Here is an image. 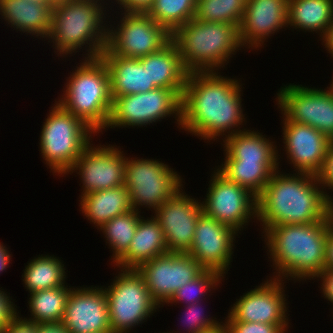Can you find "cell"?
Wrapping results in <instances>:
<instances>
[{"label":"cell","mask_w":333,"mask_h":333,"mask_svg":"<svg viewBox=\"0 0 333 333\" xmlns=\"http://www.w3.org/2000/svg\"><path fill=\"white\" fill-rule=\"evenodd\" d=\"M182 180L177 172L158 160L125 156L124 186L129 192L132 208L137 211L140 206L156 211L183 188Z\"/></svg>","instance_id":"9"},{"label":"cell","mask_w":333,"mask_h":333,"mask_svg":"<svg viewBox=\"0 0 333 333\" xmlns=\"http://www.w3.org/2000/svg\"><path fill=\"white\" fill-rule=\"evenodd\" d=\"M247 0H197L194 19L239 27Z\"/></svg>","instance_id":"34"},{"label":"cell","mask_w":333,"mask_h":333,"mask_svg":"<svg viewBox=\"0 0 333 333\" xmlns=\"http://www.w3.org/2000/svg\"><path fill=\"white\" fill-rule=\"evenodd\" d=\"M80 199L82 213L98 229L114 217L133 209L129 192L124 185L87 193Z\"/></svg>","instance_id":"27"},{"label":"cell","mask_w":333,"mask_h":333,"mask_svg":"<svg viewBox=\"0 0 333 333\" xmlns=\"http://www.w3.org/2000/svg\"><path fill=\"white\" fill-rule=\"evenodd\" d=\"M102 1L70 0L54 5L47 39L55 44L58 56L76 53L85 45L88 49L84 58L100 57L107 45L109 28L104 24L106 8Z\"/></svg>","instance_id":"4"},{"label":"cell","mask_w":333,"mask_h":333,"mask_svg":"<svg viewBox=\"0 0 333 333\" xmlns=\"http://www.w3.org/2000/svg\"><path fill=\"white\" fill-rule=\"evenodd\" d=\"M288 26L318 32L321 40L333 24V0H288Z\"/></svg>","instance_id":"28"},{"label":"cell","mask_w":333,"mask_h":333,"mask_svg":"<svg viewBox=\"0 0 333 333\" xmlns=\"http://www.w3.org/2000/svg\"><path fill=\"white\" fill-rule=\"evenodd\" d=\"M316 176L320 185L325 189V192L327 187L333 191V141L327 150L323 167Z\"/></svg>","instance_id":"38"},{"label":"cell","mask_w":333,"mask_h":333,"mask_svg":"<svg viewBox=\"0 0 333 333\" xmlns=\"http://www.w3.org/2000/svg\"><path fill=\"white\" fill-rule=\"evenodd\" d=\"M61 323L69 333H112L104 288H72Z\"/></svg>","instance_id":"19"},{"label":"cell","mask_w":333,"mask_h":333,"mask_svg":"<svg viewBox=\"0 0 333 333\" xmlns=\"http://www.w3.org/2000/svg\"><path fill=\"white\" fill-rule=\"evenodd\" d=\"M283 143L287 158L296 173L317 175L324 164L332 142L326 135L309 125L283 121Z\"/></svg>","instance_id":"20"},{"label":"cell","mask_w":333,"mask_h":333,"mask_svg":"<svg viewBox=\"0 0 333 333\" xmlns=\"http://www.w3.org/2000/svg\"><path fill=\"white\" fill-rule=\"evenodd\" d=\"M320 186L317 176L310 173L289 175L281 174L280 170L273 172L257 197V219L263 226V234L276 225L310 224L326 220L331 196Z\"/></svg>","instance_id":"2"},{"label":"cell","mask_w":333,"mask_h":333,"mask_svg":"<svg viewBox=\"0 0 333 333\" xmlns=\"http://www.w3.org/2000/svg\"><path fill=\"white\" fill-rule=\"evenodd\" d=\"M108 69L112 98L123 95L148 92L156 89L149 83L146 66L136 58L119 55H100Z\"/></svg>","instance_id":"24"},{"label":"cell","mask_w":333,"mask_h":333,"mask_svg":"<svg viewBox=\"0 0 333 333\" xmlns=\"http://www.w3.org/2000/svg\"><path fill=\"white\" fill-rule=\"evenodd\" d=\"M121 15L116 29L109 25L107 45L101 55L139 59L161 50L172 40V34L146 12L124 11Z\"/></svg>","instance_id":"11"},{"label":"cell","mask_w":333,"mask_h":333,"mask_svg":"<svg viewBox=\"0 0 333 333\" xmlns=\"http://www.w3.org/2000/svg\"><path fill=\"white\" fill-rule=\"evenodd\" d=\"M327 220L310 224L276 225L264 233L274 278L313 279L325 268ZM311 278V279H310Z\"/></svg>","instance_id":"3"},{"label":"cell","mask_w":333,"mask_h":333,"mask_svg":"<svg viewBox=\"0 0 333 333\" xmlns=\"http://www.w3.org/2000/svg\"><path fill=\"white\" fill-rule=\"evenodd\" d=\"M227 333H286L282 325L260 322L225 321ZM286 331V332H285Z\"/></svg>","instance_id":"37"},{"label":"cell","mask_w":333,"mask_h":333,"mask_svg":"<svg viewBox=\"0 0 333 333\" xmlns=\"http://www.w3.org/2000/svg\"><path fill=\"white\" fill-rule=\"evenodd\" d=\"M333 80V79H332ZM332 84L328 87L330 90L333 91V81L331 82Z\"/></svg>","instance_id":"51"},{"label":"cell","mask_w":333,"mask_h":333,"mask_svg":"<svg viewBox=\"0 0 333 333\" xmlns=\"http://www.w3.org/2000/svg\"><path fill=\"white\" fill-rule=\"evenodd\" d=\"M90 143L68 173L79 171L82 195L124 185L125 155L114 146Z\"/></svg>","instance_id":"16"},{"label":"cell","mask_w":333,"mask_h":333,"mask_svg":"<svg viewBox=\"0 0 333 333\" xmlns=\"http://www.w3.org/2000/svg\"><path fill=\"white\" fill-rule=\"evenodd\" d=\"M146 66L149 83L157 88L184 89L188 71L185 69L178 46L171 40L161 50L139 58Z\"/></svg>","instance_id":"25"},{"label":"cell","mask_w":333,"mask_h":333,"mask_svg":"<svg viewBox=\"0 0 333 333\" xmlns=\"http://www.w3.org/2000/svg\"><path fill=\"white\" fill-rule=\"evenodd\" d=\"M63 262L54 255H39L27 263L22 279L29 293L65 286Z\"/></svg>","instance_id":"30"},{"label":"cell","mask_w":333,"mask_h":333,"mask_svg":"<svg viewBox=\"0 0 333 333\" xmlns=\"http://www.w3.org/2000/svg\"><path fill=\"white\" fill-rule=\"evenodd\" d=\"M333 269V234L329 231L325 243V268Z\"/></svg>","instance_id":"44"},{"label":"cell","mask_w":333,"mask_h":333,"mask_svg":"<svg viewBox=\"0 0 333 333\" xmlns=\"http://www.w3.org/2000/svg\"><path fill=\"white\" fill-rule=\"evenodd\" d=\"M182 191V188L178 190L154 214L163 230L169 253L189 252L197 221L203 213L202 203Z\"/></svg>","instance_id":"17"},{"label":"cell","mask_w":333,"mask_h":333,"mask_svg":"<svg viewBox=\"0 0 333 333\" xmlns=\"http://www.w3.org/2000/svg\"><path fill=\"white\" fill-rule=\"evenodd\" d=\"M326 220L328 222L329 230L333 234V198L332 197H330L328 204H327Z\"/></svg>","instance_id":"47"},{"label":"cell","mask_w":333,"mask_h":333,"mask_svg":"<svg viewBox=\"0 0 333 333\" xmlns=\"http://www.w3.org/2000/svg\"><path fill=\"white\" fill-rule=\"evenodd\" d=\"M236 235L238 234L230 227L202 213L188 254L204 269L214 270L225 276L231 265Z\"/></svg>","instance_id":"18"},{"label":"cell","mask_w":333,"mask_h":333,"mask_svg":"<svg viewBox=\"0 0 333 333\" xmlns=\"http://www.w3.org/2000/svg\"><path fill=\"white\" fill-rule=\"evenodd\" d=\"M253 290L247 291L233 304L225 321L260 322L282 325L288 330L287 299L284 280L270 277Z\"/></svg>","instance_id":"15"},{"label":"cell","mask_w":333,"mask_h":333,"mask_svg":"<svg viewBox=\"0 0 333 333\" xmlns=\"http://www.w3.org/2000/svg\"><path fill=\"white\" fill-rule=\"evenodd\" d=\"M201 302H196L190 305H187L185 315V320L183 324L185 323L187 326L186 333H198L202 331H206L208 329H211L213 327H216L220 325L221 323L217 320H214L210 317H205L204 313L202 312L203 309L200 307ZM202 309V310H200ZM183 317V316H182ZM182 320V321H183ZM171 333V332H169ZM173 333V332H172ZM175 333V332H174ZM180 333V332H179Z\"/></svg>","instance_id":"36"},{"label":"cell","mask_w":333,"mask_h":333,"mask_svg":"<svg viewBox=\"0 0 333 333\" xmlns=\"http://www.w3.org/2000/svg\"><path fill=\"white\" fill-rule=\"evenodd\" d=\"M3 244L0 243V273L6 270L12 257L10 252L6 249Z\"/></svg>","instance_id":"45"},{"label":"cell","mask_w":333,"mask_h":333,"mask_svg":"<svg viewBox=\"0 0 333 333\" xmlns=\"http://www.w3.org/2000/svg\"><path fill=\"white\" fill-rule=\"evenodd\" d=\"M321 278L322 295L331 303H333V269H324L314 279Z\"/></svg>","instance_id":"42"},{"label":"cell","mask_w":333,"mask_h":333,"mask_svg":"<svg viewBox=\"0 0 333 333\" xmlns=\"http://www.w3.org/2000/svg\"><path fill=\"white\" fill-rule=\"evenodd\" d=\"M322 40H323V44L325 43L324 46H325V48H327L326 50L333 58V24L328 29L327 34L325 35V37Z\"/></svg>","instance_id":"46"},{"label":"cell","mask_w":333,"mask_h":333,"mask_svg":"<svg viewBox=\"0 0 333 333\" xmlns=\"http://www.w3.org/2000/svg\"><path fill=\"white\" fill-rule=\"evenodd\" d=\"M198 333H227V329L225 324H220L216 327H213L211 329H208L206 331L198 332Z\"/></svg>","instance_id":"48"},{"label":"cell","mask_w":333,"mask_h":333,"mask_svg":"<svg viewBox=\"0 0 333 333\" xmlns=\"http://www.w3.org/2000/svg\"><path fill=\"white\" fill-rule=\"evenodd\" d=\"M287 12L288 0H247L238 27L242 47L260 48L267 37L288 27Z\"/></svg>","instance_id":"21"},{"label":"cell","mask_w":333,"mask_h":333,"mask_svg":"<svg viewBox=\"0 0 333 333\" xmlns=\"http://www.w3.org/2000/svg\"><path fill=\"white\" fill-rule=\"evenodd\" d=\"M184 89L156 88L154 90L112 98L106 128L143 127L174 115L181 127V102ZM177 118V119H176ZM160 119V120H159Z\"/></svg>","instance_id":"10"},{"label":"cell","mask_w":333,"mask_h":333,"mask_svg":"<svg viewBox=\"0 0 333 333\" xmlns=\"http://www.w3.org/2000/svg\"><path fill=\"white\" fill-rule=\"evenodd\" d=\"M67 1H70V0H50V2H51L53 5H58V4H60V3L67 2Z\"/></svg>","instance_id":"50"},{"label":"cell","mask_w":333,"mask_h":333,"mask_svg":"<svg viewBox=\"0 0 333 333\" xmlns=\"http://www.w3.org/2000/svg\"><path fill=\"white\" fill-rule=\"evenodd\" d=\"M28 2L43 4V5H53L50 0H27Z\"/></svg>","instance_id":"49"},{"label":"cell","mask_w":333,"mask_h":333,"mask_svg":"<svg viewBox=\"0 0 333 333\" xmlns=\"http://www.w3.org/2000/svg\"><path fill=\"white\" fill-rule=\"evenodd\" d=\"M223 163L217 170L229 181L246 188L256 197L264 190L271 174L279 169V163H250L243 161H224Z\"/></svg>","instance_id":"29"},{"label":"cell","mask_w":333,"mask_h":333,"mask_svg":"<svg viewBox=\"0 0 333 333\" xmlns=\"http://www.w3.org/2000/svg\"><path fill=\"white\" fill-rule=\"evenodd\" d=\"M82 60L57 102L99 133L106 129L112 107L110 77L101 57Z\"/></svg>","instance_id":"6"},{"label":"cell","mask_w":333,"mask_h":333,"mask_svg":"<svg viewBox=\"0 0 333 333\" xmlns=\"http://www.w3.org/2000/svg\"><path fill=\"white\" fill-rule=\"evenodd\" d=\"M218 74L188 73L182 93L180 128L203 140L242 132L239 126L246 121L240 81Z\"/></svg>","instance_id":"1"},{"label":"cell","mask_w":333,"mask_h":333,"mask_svg":"<svg viewBox=\"0 0 333 333\" xmlns=\"http://www.w3.org/2000/svg\"><path fill=\"white\" fill-rule=\"evenodd\" d=\"M223 278L224 276L217 271L204 269L196 278L181 286L166 304H177L182 301L181 303H186V307L200 302V300L202 301L201 297L205 296L207 292H211V289L217 288Z\"/></svg>","instance_id":"35"},{"label":"cell","mask_w":333,"mask_h":333,"mask_svg":"<svg viewBox=\"0 0 333 333\" xmlns=\"http://www.w3.org/2000/svg\"><path fill=\"white\" fill-rule=\"evenodd\" d=\"M72 288L59 286L30 293L28 321L35 323H60L63 321L66 302Z\"/></svg>","instance_id":"31"},{"label":"cell","mask_w":333,"mask_h":333,"mask_svg":"<svg viewBox=\"0 0 333 333\" xmlns=\"http://www.w3.org/2000/svg\"><path fill=\"white\" fill-rule=\"evenodd\" d=\"M283 121L312 126L333 141V91L289 84L277 93Z\"/></svg>","instance_id":"12"},{"label":"cell","mask_w":333,"mask_h":333,"mask_svg":"<svg viewBox=\"0 0 333 333\" xmlns=\"http://www.w3.org/2000/svg\"><path fill=\"white\" fill-rule=\"evenodd\" d=\"M136 270L143 277L151 298L163 307V303L204 268L188 253H167L145 261Z\"/></svg>","instance_id":"14"},{"label":"cell","mask_w":333,"mask_h":333,"mask_svg":"<svg viewBox=\"0 0 333 333\" xmlns=\"http://www.w3.org/2000/svg\"><path fill=\"white\" fill-rule=\"evenodd\" d=\"M17 314L4 328V333H38L37 323Z\"/></svg>","instance_id":"40"},{"label":"cell","mask_w":333,"mask_h":333,"mask_svg":"<svg viewBox=\"0 0 333 333\" xmlns=\"http://www.w3.org/2000/svg\"><path fill=\"white\" fill-rule=\"evenodd\" d=\"M116 2L120 4V9L127 12H147L154 0H116Z\"/></svg>","instance_id":"41"},{"label":"cell","mask_w":333,"mask_h":333,"mask_svg":"<svg viewBox=\"0 0 333 333\" xmlns=\"http://www.w3.org/2000/svg\"><path fill=\"white\" fill-rule=\"evenodd\" d=\"M169 253L159 220L141 217L127 252L114 264L121 269H136L145 261Z\"/></svg>","instance_id":"22"},{"label":"cell","mask_w":333,"mask_h":333,"mask_svg":"<svg viewBox=\"0 0 333 333\" xmlns=\"http://www.w3.org/2000/svg\"><path fill=\"white\" fill-rule=\"evenodd\" d=\"M197 0H154L147 14L173 34L195 16Z\"/></svg>","instance_id":"33"},{"label":"cell","mask_w":333,"mask_h":333,"mask_svg":"<svg viewBox=\"0 0 333 333\" xmlns=\"http://www.w3.org/2000/svg\"><path fill=\"white\" fill-rule=\"evenodd\" d=\"M42 126L40 151L57 175L68 174L96 132L55 101Z\"/></svg>","instance_id":"7"},{"label":"cell","mask_w":333,"mask_h":333,"mask_svg":"<svg viewBox=\"0 0 333 333\" xmlns=\"http://www.w3.org/2000/svg\"><path fill=\"white\" fill-rule=\"evenodd\" d=\"M140 219L139 212L132 209L125 214L114 217L99 228L107 238L106 243L113 249L111 257L113 264L127 252Z\"/></svg>","instance_id":"32"},{"label":"cell","mask_w":333,"mask_h":333,"mask_svg":"<svg viewBox=\"0 0 333 333\" xmlns=\"http://www.w3.org/2000/svg\"><path fill=\"white\" fill-rule=\"evenodd\" d=\"M38 333H69L60 323H37Z\"/></svg>","instance_id":"43"},{"label":"cell","mask_w":333,"mask_h":333,"mask_svg":"<svg viewBox=\"0 0 333 333\" xmlns=\"http://www.w3.org/2000/svg\"><path fill=\"white\" fill-rule=\"evenodd\" d=\"M106 293L112 333H129L156 312L159 305L151 298L143 277L136 269H121Z\"/></svg>","instance_id":"8"},{"label":"cell","mask_w":333,"mask_h":333,"mask_svg":"<svg viewBox=\"0 0 333 333\" xmlns=\"http://www.w3.org/2000/svg\"><path fill=\"white\" fill-rule=\"evenodd\" d=\"M221 140L224 142V161L280 163L274 142L258 131L244 129Z\"/></svg>","instance_id":"26"},{"label":"cell","mask_w":333,"mask_h":333,"mask_svg":"<svg viewBox=\"0 0 333 333\" xmlns=\"http://www.w3.org/2000/svg\"><path fill=\"white\" fill-rule=\"evenodd\" d=\"M172 40L189 73L217 71L242 48L237 25L194 18L180 26L172 34Z\"/></svg>","instance_id":"5"},{"label":"cell","mask_w":333,"mask_h":333,"mask_svg":"<svg viewBox=\"0 0 333 333\" xmlns=\"http://www.w3.org/2000/svg\"><path fill=\"white\" fill-rule=\"evenodd\" d=\"M2 290H0V330H4L6 325L18 314L11 297Z\"/></svg>","instance_id":"39"},{"label":"cell","mask_w":333,"mask_h":333,"mask_svg":"<svg viewBox=\"0 0 333 333\" xmlns=\"http://www.w3.org/2000/svg\"><path fill=\"white\" fill-rule=\"evenodd\" d=\"M214 171L207 196L202 202L203 213L239 233L251 216L257 218V197L229 181L218 170Z\"/></svg>","instance_id":"13"},{"label":"cell","mask_w":333,"mask_h":333,"mask_svg":"<svg viewBox=\"0 0 333 333\" xmlns=\"http://www.w3.org/2000/svg\"><path fill=\"white\" fill-rule=\"evenodd\" d=\"M54 5L31 3L27 0H0V15L8 25L25 34L47 38Z\"/></svg>","instance_id":"23"}]
</instances>
